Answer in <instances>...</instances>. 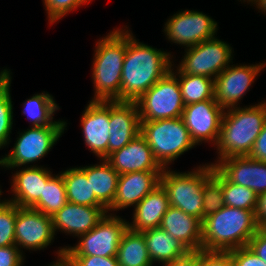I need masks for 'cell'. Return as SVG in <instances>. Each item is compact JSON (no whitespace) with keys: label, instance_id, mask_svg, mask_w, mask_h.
Masks as SVG:
<instances>
[{"label":"cell","instance_id":"cell-1","mask_svg":"<svg viewBox=\"0 0 266 266\" xmlns=\"http://www.w3.org/2000/svg\"><path fill=\"white\" fill-rule=\"evenodd\" d=\"M171 54L138 42L126 29L120 101L135 102L173 66Z\"/></svg>","mask_w":266,"mask_h":266},{"label":"cell","instance_id":"cell-2","mask_svg":"<svg viewBox=\"0 0 266 266\" xmlns=\"http://www.w3.org/2000/svg\"><path fill=\"white\" fill-rule=\"evenodd\" d=\"M258 229L255 211L223 206L202 221V250L228 252L245 247Z\"/></svg>","mask_w":266,"mask_h":266},{"label":"cell","instance_id":"cell-3","mask_svg":"<svg viewBox=\"0 0 266 266\" xmlns=\"http://www.w3.org/2000/svg\"><path fill=\"white\" fill-rule=\"evenodd\" d=\"M227 111V112H226ZM266 121V102L249 107H233L223 114L218 142L217 160L248 156Z\"/></svg>","mask_w":266,"mask_h":266},{"label":"cell","instance_id":"cell-4","mask_svg":"<svg viewBox=\"0 0 266 266\" xmlns=\"http://www.w3.org/2000/svg\"><path fill=\"white\" fill-rule=\"evenodd\" d=\"M92 78V101H120L121 74L126 54V31L116 29L96 43Z\"/></svg>","mask_w":266,"mask_h":266},{"label":"cell","instance_id":"cell-5","mask_svg":"<svg viewBox=\"0 0 266 266\" xmlns=\"http://www.w3.org/2000/svg\"><path fill=\"white\" fill-rule=\"evenodd\" d=\"M140 134L163 168H169V163L196 146L182 117L140 121Z\"/></svg>","mask_w":266,"mask_h":266},{"label":"cell","instance_id":"cell-6","mask_svg":"<svg viewBox=\"0 0 266 266\" xmlns=\"http://www.w3.org/2000/svg\"><path fill=\"white\" fill-rule=\"evenodd\" d=\"M164 168L160 184L166 190L169 204L202 221L203 186L213 174V165L205 164L191 172H175Z\"/></svg>","mask_w":266,"mask_h":266},{"label":"cell","instance_id":"cell-7","mask_svg":"<svg viewBox=\"0 0 266 266\" xmlns=\"http://www.w3.org/2000/svg\"><path fill=\"white\" fill-rule=\"evenodd\" d=\"M128 222L114 214H106L104 218L88 233L78 237L80 240L74 247L58 250V260L49 266H61L64 256H103L116 257L117 250Z\"/></svg>","mask_w":266,"mask_h":266},{"label":"cell","instance_id":"cell-8","mask_svg":"<svg viewBox=\"0 0 266 266\" xmlns=\"http://www.w3.org/2000/svg\"><path fill=\"white\" fill-rule=\"evenodd\" d=\"M66 124L58 120L55 125L31 126L30 129L19 133L10 153L0 158V166L14 169L40 160L64 133Z\"/></svg>","mask_w":266,"mask_h":266},{"label":"cell","instance_id":"cell-9","mask_svg":"<svg viewBox=\"0 0 266 266\" xmlns=\"http://www.w3.org/2000/svg\"><path fill=\"white\" fill-rule=\"evenodd\" d=\"M135 102L140 121L182 117L185 107L178 78L171 71Z\"/></svg>","mask_w":266,"mask_h":266},{"label":"cell","instance_id":"cell-10","mask_svg":"<svg viewBox=\"0 0 266 266\" xmlns=\"http://www.w3.org/2000/svg\"><path fill=\"white\" fill-rule=\"evenodd\" d=\"M185 52L177 70L183 74L202 75L212 79H215L233 60L232 47L217 37L186 48Z\"/></svg>","mask_w":266,"mask_h":266},{"label":"cell","instance_id":"cell-11","mask_svg":"<svg viewBox=\"0 0 266 266\" xmlns=\"http://www.w3.org/2000/svg\"><path fill=\"white\" fill-rule=\"evenodd\" d=\"M217 22L199 11L185 10L174 14L165 23L168 40L187 48L215 37Z\"/></svg>","mask_w":266,"mask_h":266},{"label":"cell","instance_id":"cell-12","mask_svg":"<svg viewBox=\"0 0 266 266\" xmlns=\"http://www.w3.org/2000/svg\"><path fill=\"white\" fill-rule=\"evenodd\" d=\"M265 63L230 65L214 79V99L225 110L237 107L238 101L254 82Z\"/></svg>","mask_w":266,"mask_h":266},{"label":"cell","instance_id":"cell-13","mask_svg":"<svg viewBox=\"0 0 266 266\" xmlns=\"http://www.w3.org/2000/svg\"><path fill=\"white\" fill-rule=\"evenodd\" d=\"M224 109L215 100L188 104L183 109L182 119L193 142H218Z\"/></svg>","mask_w":266,"mask_h":266},{"label":"cell","instance_id":"cell-14","mask_svg":"<svg viewBox=\"0 0 266 266\" xmlns=\"http://www.w3.org/2000/svg\"><path fill=\"white\" fill-rule=\"evenodd\" d=\"M54 235L51 216L31 207L17 205L15 245L18 249H44L54 240Z\"/></svg>","mask_w":266,"mask_h":266},{"label":"cell","instance_id":"cell-15","mask_svg":"<svg viewBox=\"0 0 266 266\" xmlns=\"http://www.w3.org/2000/svg\"><path fill=\"white\" fill-rule=\"evenodd\" d=\"M110 101H90L81 118L85 144L100 159L108 157Z\"/></svg>","mask_w":266,"mask_h":266},{"label":"cell","instance_id":"cell-16","mask_svg":"<svg viewBox=\"0 0 266 266\" xmlns=\"http://www.w3.org/2000/svg\"><path fill=\"white\" fill-rule=\"evenodd\" d=\"M214 167L230 182L250 188L257 196L266 192V163L248 156L222 159Z\"/></svg>","mask_w":266,"mask_h":266},{"label":"cell","instance_id":"cell-17","mask_svg":"<svg viewBox=\"0 0 266 266\" xmlns=\"http://www.w3.org/2000/svg\"><path fill=\"white\" fill-rule=\"evenodd\" d=\"M110 136L108 156L140 134L139 110L136 102L110 101Z\"/></svg>","mask_w":266,"mask_h":266},{"label":"cell","instance_id":"cell-18","mask_svg":"<svg viewBox=\"0 0 266 266\" xmlns=\"http://www.w3.org/2000/svg\"><path fill=\"white\" fill-rule=\"evenodd\" d=\"M106 160L119 175L137 171H163L146 139L137 135L127 145L111 153Z\"/></svg>","mask_w":266,"mask_h":266},{"label":"cell","instance_id":"cell-19","mask_svg":"<svg viewBox=\"0 0 266 266\" xmlns=\"http://www.w3.org/2000/svg\"><path fill=\"white\" fill-rule=\"evenodd\" d=\"M107 213L104 206H86L67 202L52 216L54 233L60 230L80 237L92 230Z\"/></svg>","mask_w":266,"mask_h":266},{"label":"cell","instance_id":"cell-20","mask_svg":"<svg viewBox=\"0 0 266 266\" xmlns=\"http://www.w3.org/2000/svg\"><path fill=\"white\" fill-rule=\"evenodd\" d=\"M163 171H137L119 175L112 206L107 211H119L136 206L147 194L160 185Z\"/></svg>","mask_w":266,"mask_h":266},{"label":"cell","instance_id":"cell-21","mask_svg":"<svg viewBox=\"0 0 266 266\" xmlns=\"http://www.w3.org/2000/svg\"><path fill=\"white\" fill-rule=\"evenodd\" d=\"M52 177L53 174L46 168L35 165L22 167L13 175L11 191L12 195L15 194L14 198L7 201L19 207H32L43 196L44 186Z\"/></svg>","mask_w":266,"mask_h":266},{"label":"cell","instance_id":"cell-22","mask_svg":"<svg viewBox=\"0 0 266 266\" xmlns=\"http://www.w3.org/2000/svg\"><path fill=\"white\" fill-rule=\"evenodd\" d=\"M190 251L202 250V221L179 208L169 206L159 226Z\"/></svg>","mask_w":266,"mask_h":266},{"label":"cell","instance_id":"cell-23","mask_svg":"<svg viewBox=\"0 0 266 266\" xmlns=\"http://www.w3.org/2000/svg\"><path fill=\"white\" fill-rule=\"evenodd\" d=\"M169 206L167 192L160 184L134 206L133 222H128V228L137 232L158 228Z\"/></svg>","mask_w":266,"mask_h":266},{"label":"cell","instance_id":"cell-24","mask_svg":"<svg viewBox=\"0 0 266 266\" xmlns=\"http://www.w3.org/2000/svg\"><path fill=\"white\" fill-rule=\"evenodd\" d=\"M151 261L165 264L186 256L190 250L162 228L142 231Z\"/></svg>","mask_w":266,"mask_h":266},{"label":"cell","instance_id":"cell-25","mask_svg":"<svg viewBox=\"0 0 266 266\" xmlns=\"http://www.w3.org/2000/svg\"><path fill=\"white\" fill-rule=\"evenodd\" d=\"M100 165L80 167L90 180V186L97 200L108 210L114 201L119 173L114 170L106 159Z\"/></svg>","mask_w":266,"mask_h":266},{"label":"cell","instance_id":"cell-26","mask_svg":"<svg viewBox=\"0 0 266 266\" xmlns=\"http://www.w3.org/2000/svg\"><path fill=\"white\" fill-rule=\"evenodd\" d=\"M119 266H152L142 232L127 229L117 250Z\"/></svg>","mask_w":266,"mask_h":266},{"label":"cell","instance_id":"cell-27","mask_svg":"<svg viewBox=\"0 0 266 266\" xmlns=\"http://www.w3.org/2000/svg\"><path fill=\"white\" fill-rule=\"evenodd\" d=\"M63 177L67 200L73 204L103 206L96 198L87 180L86 173L79 167L69 168L60 173Z\"/></svg>","mask_w":266,"mask_h":266},{"label":"cell","instance_id":"cell-28","mask_svg":"<svg viewBox=\"0 0 266 266\" xmlns=\"http://www.w3.org/2000/svg\"><path fill=\"white\" fill-rule=\"evenodd\" d=\"M179 81L184 105L214 99V79L202 75L183 74L179 70L173 72ZM178 74V75H177Z\"/></svg>","mask_w":266,"mask_h":266},{"label":"cell","instance_id":"cell-29","mask_svg":"<svg viewBox=\"0 0 266 266\" xmlns=\"http://www.w3.org/2000/svg\"><path fill=\"white\" fill-rule=\"evenodd\" d=\"M56 110H59V106L55 103L53 96L42 92L24 102L23 114H27L32 127L55 125L58 121L52 119Z\"/></svg>","mask_w":266,"mask_h":266},{"label":"cell","instance_id":"cell-30","mask_svg":"<svg viewBox=\"0 0 266 266\" xmlns=\"http://www.w3.org/2000/svg\"><path fill=\"white\" fill-rule=\"evenodd\" d=\"M68 202L66 187L61 174L53 176L44 186L43 196L31 207L48 216H53Z\"/></svg>","mask_w":266,"mask_h":266},{"label":"cell","instance_id":"cell-31","mask_svg":"<svg viewBox=\"0 0 266 266\" xmlns=\"http://www.w3.org/2000/svg\"><path fill=\"white\" fill-rule=\"evenodd\" d=\"M225 206L222 174L213 165V174L204 182L202 221Z\"/></svg>","mask_w":266,"mask_h":266},{"label":"cell","instance_id":"cell-32","mask_svg":"<svg viewBox=\"0 0 266 266\" xmlns=\"http://www.w3.org/2000/svg\"><path fill=\"white\" fill-rule=\"evenodd\" d=\"M222 190L225 206L256 210L257 194L250 188L234 184L222 175Z\"/></svg>","mask_w":266,"mask_h":266},{"label":"cell","instance_id":"cell-33","mask_svg":"<svg viewBox=\"0 0 266 266\" xmlns=\"http://www.w3.org/2000/svg\"><path fill=\"white\" fill-rule=\"evenodd\" d=\"M17 205L7 200L0 205V248L15 245Z\"/></svg>","mask_w":266,"mask_h":266},{"label":"cell","instance_id":"cell-34","mask_svg":"<svg viewBox=\"0 0 266 266\" xmlns=\"http://www.w3.org/2000/svg\"><path fill=\"white\" fill-rule=\"evenodd\" d=\"M10 86L0 95V148L9 143L13 125V105L10 95Z\"/></svg>","mask_w":266,"mask_h":266},{"label":"cell","instance_id":"cell-35","mask_svg":"<svg viewBox=\"0 0 266 266\" xmlns=\"http://www.w3.org/2000/svg\"><path fill=\"white\" fill-rule=\"evenodd\" d=\"M90 1L91 0H44L43 2L48 14L49 23L53 24L70 11L82 6V4L86 2L88 4Z\"/></svg>","mask_w":266,"mask_h":266},{"label":"cell","instance_id":"cell-36","mask_svg":"<svg viewBox=\"0 0 266 266\" xmlns=\"http://www.w3.org/2000/svg\"><path fill=\"white\" fill-rule=\"evenodd\" d=\"M61 266H119L116 257L64 256Z\"/></svg>","mask_w":266,"mask_h":266},{"label":"cell","instance_id":"cell-37","mask_svg":"<svg viewBox=\"0 0 266 266\" xmlns=\"http://www.w3.org/2000/svg\"><path fill=\"white\" fill-rule=\"evenodd\" d=\"M234 266H266V262L259 258L248 246L228 251Z\"/></svg>","mask_w":266,"mask_h":266},{"label":"cell","instance_id":"cell-38","mask_svg":"<svg viewBox=\"0 0 266 266\" xmlns=\"http://www.w3.org/2000/svg\"><path fill=\"white\" fill-rule=\"evenodd\" d=\"M199 266H234L229 252L199 251Z\"/></svg>","mask_w":266,"mask_h":266},{"label":"cell","instance_id":"cell-39","mask_svg":"<svg viewBox=\"0 0 266 266\" xmlns=\"http://www.w3.org/2000/svg\"><path fill=\"white\" fill-rule=\"evenodd\" d=\"M23 253L16 245L0 248V266H22Z\"/></svg>","mask_w":266,"mask_h":266},{"label":"cell","instance_id":"cell-40","mask_svg":"<svg viewBox=\"0 0 266 266\" xmlns=\"http://www.w3.org/2000/svg\"><path fill=\"white\" fill-rule=\"evenodd\" d=\"M247 246L266 262V228H259Z\"/></svg>","mask_w":266,"mask_h":266},{"label":"cell","instance_id":"cell-41","mask_svg":"<svg viewBox=\"0 0 266 266\" xmlns=\"http://www.w3.org/2000/svg\"><path fill=\"white\" fill-rule=\"evenodd\" d=\"M251 159L266 163V121L248 155Z\"/></svg>","mask_w":266,"mask_h":266},{"label":"cell","instance_id":"cell-42","mask_svg":"<svg viewBox=\"0 0 266 266\" xmlns=\"http://www.w3.org/2000/svg\"><path fill=\"white\" fill-rule=\"evenodd\" d=\"M255 218L259 228H266V192L257 196Z\"/></svg>","mask_w":266,"mask_h":266},{"label":"cell","instance_id":"cell-43","mask_svg":"<svg viewBox=\"0 0 266 266\" xmlns=\"http://www.w3.org/2000/svg\"><path fill=\"white\" fill-rule=\"evenodd\" d=\"M165 266H199V251H190L186 256L164 264ZM163 265V266H164Z\"/></svg>","mask_w":266,"mask_h":266},{"label":"cell","instance_id":"cell-44","mask_svg":"<svg viewBox=\"0 0 266 266\" xmlns=\"http://www.w3.org/2000/svg\"><path fill=\"white\" fill-rule=\"evenodd\" d=\"M10 71L4 69L0 72V95L8 88L11 81Z\"/></svg>","mask_w":266,"mask_h":266},{"label":"cell","instance_id":"cell-45","mask_svg":"<svg viewBox=\"0 0 266 266\" xmlns=\"http://www.w3.org/2000/svg\"><path fill=\"white\" fill-rule=\"evenodd\" d=\"M253 4H256V7L262 12H266V0H256Z\"/></svg>","mask_w":266,"mask_h":266},{"label":"cell","instance_id":"cell-46","mask_svg":"<svg viewBox=\"0 0 266 266\" xmlns=\"http://www.w3.org/2000/svg\"><path fill=\"white\" fill-rule=\"evenodd\" d=\"M2 195V191H1V189H0V196ZM5 202V200L4 201H0V205H2L3 203Z\"/></svg>","mask_w":266,"mask_h":266},{"label":"cell","instance_id":"cell-47","mask_svg":"<svg viewBox=\"0 0 266 266\" xmlns=\"http://www.w3.org/2000/svg\"><path fill=\"white\" fill-rule=\"evenodd\" d=\"M241 1V0H240ZM244 2H245V0H243ZM256 0H247V2H251V3H253V2H255Z\"/></svg>","mask_w":266,"mask_h":266}]
</instances>
